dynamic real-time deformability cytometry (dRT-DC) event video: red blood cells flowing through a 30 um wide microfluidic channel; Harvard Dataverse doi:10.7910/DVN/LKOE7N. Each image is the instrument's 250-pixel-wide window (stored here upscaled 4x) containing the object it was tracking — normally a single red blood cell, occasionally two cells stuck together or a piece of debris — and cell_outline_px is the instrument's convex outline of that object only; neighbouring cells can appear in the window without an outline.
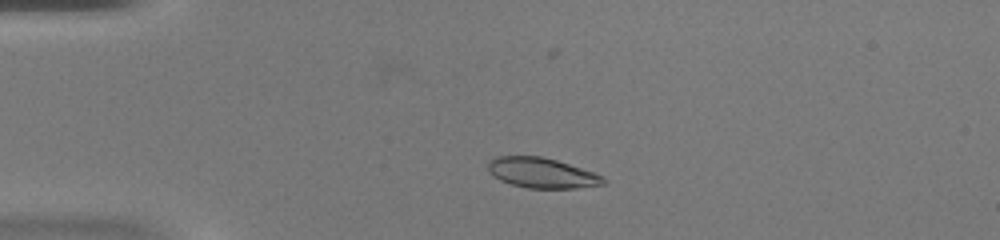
{"species": "common noctule bat (a hibernating species)", "species_latin": "Nyctalus noctula", "temperature_condition": "warm", "stored_images_in_passage": 45, "camera_frame_rate_fps": 3000, "um_per_image_px": 0.085, "animal": {"sex": "female", "body_mass_g": 20.0, "forearm_length_mm": 54.0}, "frame": {"image": 1, "passage_image": 7, "time_ms": 2.0, "image_size_px": [1000, 240], "cell_outline_px": [[608, 184], [576, 188], [528, 188], [512, 184], [500, 180], [492, 176], [488, 168], [488, 160], [492, 156], [540, 156], [556, 160], [604, 176], [608, 180]], "centroid_in_image_um": [46.06, 14.7], "position_along_channel_um": 38.9, "area_um2": 20.4}}
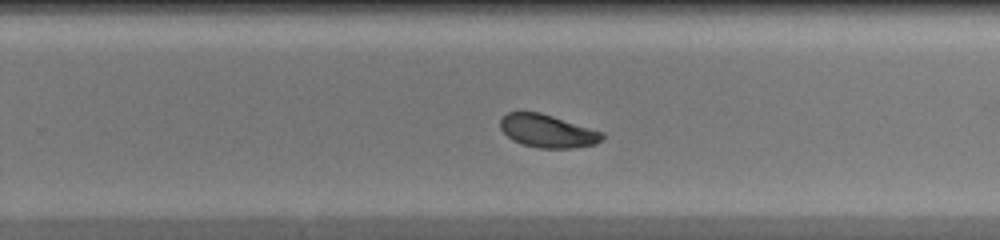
{"frame": {"image": 2, "passage_image": 27, "time_ms": 8.667, "image_size_px": [1000, 240], "cell_outline_px": [[604, 140], [596, 144], [572, 148], [540, 148], [524, 144], [512, 140], [500, 128], [500, 120], [508, 112], [540, 112], [604, 132]], "centroid_in_image_um": [46.57, 11.14], "position_along_channel_um": 283.2, "area_um2": 19.54}}
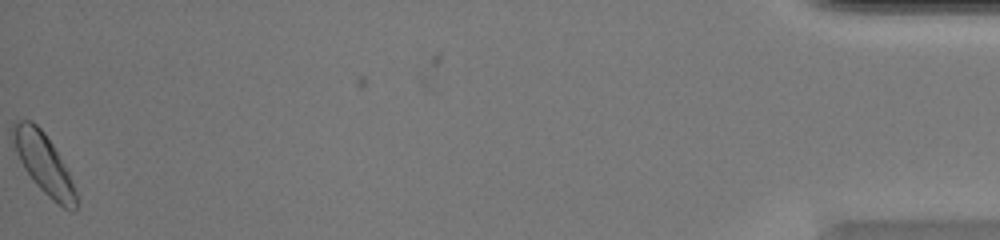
{"frame": {"image": 3, "passage_image": 44, "time_ms": 14.333, "image_size_px": [1000, 240], "cell_outline_px": [[80, 196], [76, 208], [72, 212], [64, 208], [52, 200], [32, 180], [24, 168], [12, 144], [12, 124], [16, 120], [32, 120], [44, 132], [68, 168]], "centroid_in_image_um": [3.77, 13.93], "position_along_channel_um": 431.4, "area_um2": 22.66}}